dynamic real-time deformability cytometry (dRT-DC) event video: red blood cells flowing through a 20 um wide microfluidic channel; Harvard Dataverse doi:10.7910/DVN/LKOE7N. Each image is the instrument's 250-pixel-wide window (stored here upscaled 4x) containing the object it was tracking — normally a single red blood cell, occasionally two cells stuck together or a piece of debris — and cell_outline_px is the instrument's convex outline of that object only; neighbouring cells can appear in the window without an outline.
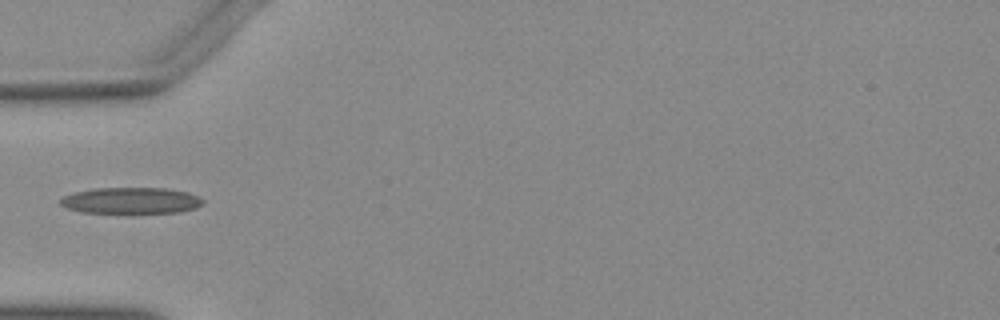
{"species": "Egyptian fruit bat (a non-hibernating species)", "species_latin": "Rousettus aegyptiacus", "temperature_condition": "warm", "stored_images_in_passage": 36, "camera_frame_rate_fps": 3000, "um_per_image_px": 0.085, "animal": {"sex": "female"}, "frame": {"image": 1, "passage_image": 1, "time_ms": 0.0, "image_size_px": [1000, 320], "cell_outline_px": [[204, 204], [196, 208], [180, 212], [80, 212], [68, 208], [60, 204], [60, 200], [64, 196], [76, 192], [96, 188], [168, 188], [188, 192], [204, 200]], "centroid_in_image_um": [11.18, 17.04], "position_along_channel_um": 73.8, "area_um2": 21.56}}
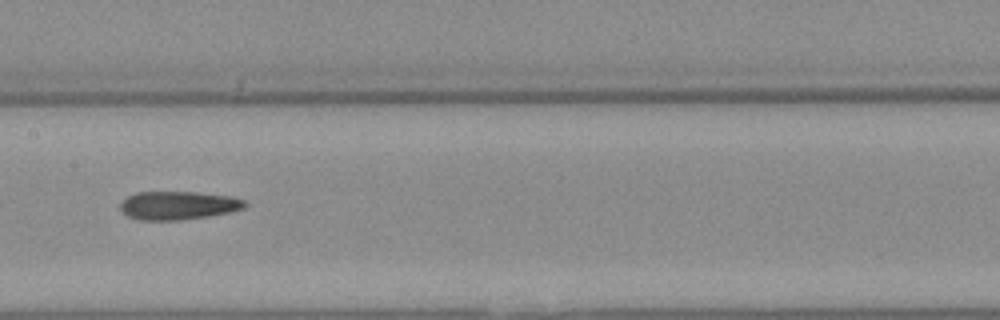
{"frame": {"image": 2, "passage_image": 10, "time_ms": 3.0, "image_size_px": [1000, 320], "cell_outline_px": [[248, 204], [244, 208], [228, 212], [208, 216], [180, 220], [140, 220], [128, 216], [120, 212], [120, 204], [128, 196], [136, 192], [196, 192], [232, 196], [244, 200]], "centroid_in_image_um": [15.13, 17.46], "position_along_channel_um": 192.3, "area_um2": 20.63}}
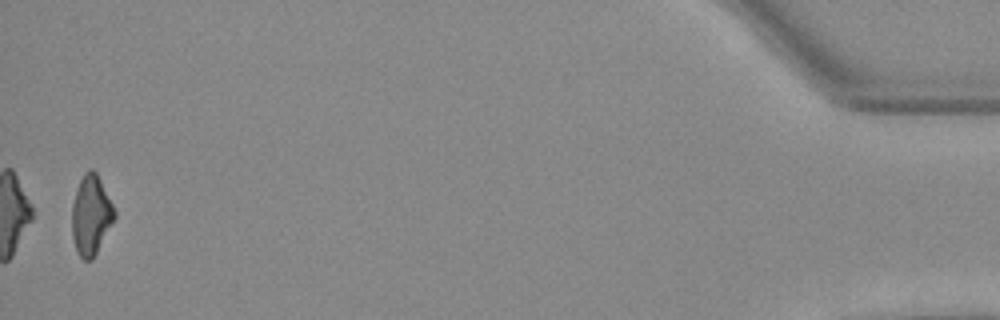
{"frame": {"image": 3, "passage_image": 35, "time_ms": 11.333, "image_size_px": [1000, 320], "cell_outline_px": [[116, 216], [92, 260], [84, 260], [80, 256], [76, 248], [72, 236], [72, 204], [80, 180], [84, 172], [88, 168], [92, 168], [96, 172], [116, 212]], "centroid_in_image_um": [7.73, 18.27], "position_along_channel_um": 427.5, "area_um2": 19.42}}